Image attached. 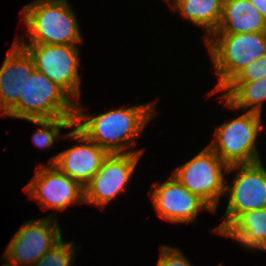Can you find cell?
Instances as JSON below:
<instances>
[{"label":"cell","mask_w":266,"mask_h":266,"mask_svg":"<svg viewBox=\"0 0 266 266\" xmlns=\"http://www.w3.org/2000/svg\"><path fill=\"white\" fill-rule=\"evenodd\" d=\"M155 105L147 103L129 108L110 110L91 116L82 113L80 103L76 102L73 128L87 139L96 143L109 154L142 153L143 150H126L128 142L136 145L135 138L142 134L144 127L155 117Z\"/></svg>","instance_id":"1"},{"label":"cell","mask_w":266,"mask_h":266,"mask_svg":"<svg viewBox=\"0 0 266 266\" xmlns=\"http://www.w3.org/2000/svg\"><path fill=\"white\" fill-rule=\"evenodd\" d=\"M24 23L29 28V43L76 45L82 41L79 24L67 0H35L23 7Z\"/></svg>","instance_id":"2"},{"label":"cell","mask_w":266,"mask_h":266,"mask_svg":"<svg viewBox=\"0 0 266 266\" xmlns=\"http://www.w3.org/2000/svg\"><path fill=\"white\" fill-rule=\"evenodd\" d=\"M205 41L219 78L212 94L222 90L243 68L266 54V31L212 34Z\"/></svg>","instance_id":"3"},{"label":"cell","mask_w":266,"mask_h":266,"mask_svg":"<svg viewBox=\"0 0 266 266\" xmlns=\"http://www.w3.org/2000/svg\"><path fill=\"white\" fill-rule=\"evenodd\" d=\"M76 101L43 73L34 70L26 81L23 96L5 115L24 120L75 117Z\"/></svg>","instance_id":"4"},{"label":"cell","mask_w":266,"mask_h":266,"mask_svg":"<svg viewBox=\"0 0 266 266\" xmlns=\"http://www.w3.org/2000/svg\"><path fill=\"white\" fill-rule=\"evenodd\" d=\"M260 125L261 115L246 111L218 126L216 139L208 146L228 167L260 161L256 148Z\"/></svg>","instance_id":"5"},{"label":"cell","mask_w":266,"mask_h":266,"mask_svg":"<svg viewBox=\"0 0 266 266\" xmlns=\"http://www.w3.org/2000/svg\"><path fill=\"white\" fill-rule=\"evenodd\" d=\"M227 169L228 166L207 146L188 162L175 168L172 175L215 213L220 197L225 194L222 171Z\"/></svg>","instance_id":"6"},{"label":"cell","mask_w":266,"mask_h":266,"mask_svg":"<svg viewBox=\"0 0 266 266\" xmlns=\"http://www.w3.org/2000/svg\"><path fill=\"white\" fill-rule=\"evenodd\" d=\"M238 170L233 184H225L229 192L224 222L214 229L220 234L239 214L266 208V169L260 161L251 164L233 165L227 172ZM231 185V186H230Z\"/></svg>","instance_id":"7"},{"label":"cell","mask_w":266,"mask_h":266,"mask_svg":"<svg viewBox=\"0 0 266 266\" xmlns=\"http://www.w3.org/2000/svg\"><path fill=\"white\" fill-rule=\"evenodd\" d=\"M33 59L35 70L63 88L73 99L80 97L77 45L21 44Z\"/></svg>","instance_id":"8"},{"label":"cell","mask_w":266,"mask_h":266,"mask_svg":"<svg viewBox=\"0 0 266 266\" xmlns=\"http://www.w3.org/2000/svg\"><path fill=\"white\" fill-rule=\"evenodd\" d=\"M51 216L24 223L8 244L4 260L16 266H33L58 243L62 232L57 220H52Z\"/></svg>","instance_id":"9"},{"label":"cell","mask_w":266,"mask_h":266,"mask_svg":"<svg viewBox=\"0 0 266 266\" xmlns=\"http://www.w3.org/2000/svg\"><path fill=\"white\" fill-rule=\"evenodd\" d=\"M24 189L42 208L54 209L56 213L72 203H85L84 187L54 164L37 167L35 175Z\"/></svg>","instance_id":"10"},{"label":"cell","mask_w":266,"mask_h":266,"mask_svg":"<svg viewBox=\"0 0 266 266\" xmlns=\"http://www.w3.org/2000/svg\"><path fill=\"white\" fill-rule=\"evenodd\" d=\"M142 153L109 154L101 168L84 186L88 204L105 207L120 194L130 181Z\"/></svg>","instance_id":"11"},{"label":"cell","mask_w":266,"mask_h":266,"mask_svg":"<svg viewBox=\"0 0 266 266\" xmlns=\"http://www.w3.org/2000/svg\"><path fill=\"white\" fill-rule=\"evenodd\" d=\"M152 205L165 220L173 223H192L200 210L211 208L197 195L187 190L172 175L162 184H153L151 192Z\"/></svg>","instance_id":"12"},{"label":"cell","mask_w":266,"mask_h":266,"mask_svg":"<svg viewBox=\"0 0 266 266\" xmlns=\"http://www.w3.org/2000/svg\"><path fill=\"white\" fill-rule=\"evenodd\" d=\"M65 138L77 140L81 145L60 152L48 163L54 164L62 173L84 187L101 168L109 153L87 139L76 128L66 134Z\"/></svg>","instance_id":"13"},{"label":"cell","mask_w":266,"mask_h":266,"mask_svg":"<svg viewBox=\"0 0 266 266\" xmlns=\"http://www.w3.org/2000/svg\"><path fill=\"white\" fill-rule=\"evenodd\" d=\"M34 70L33 59L15 41L0 68V115L5 116L17 104Z\"/></svg>","instance_id":"14"},{"label":"cell","mask_w":266,"mask_h":266,"mask_svg":"<svg viewBox=\"0 0 266 266\" xmlns=\"http://www.w3.org/2000/svg\"><path fill=\"white\" fill-rule=\"evenodd\" d=\"M263 31H266V18L249 0H224L221 19L213 34Z\"/></svg>","instance_id":"15"},{"label":"cell","mask_w":266,"mask_h":266,"mask_svg":"<svg viewBox=\"0 0 266 266\" xmlns=\"http://www.w3.org/2000/svg\"><path fill=\"white\" fill-rule=\"evenodd\" d=\"M220 234L248 249L266 250V208L239 214Z\"/></svg>","instance_id":"16"},{"label":"cell","mask_w":266,"mask_h":266,"mask_svg":"<svg viewBox=\"0 0 266 266\" xmlns=\"http://www.w3.org/2000/svg\"><path fill=\"white\" fill-rule=\"evenodd\" d=\"M222 90L227 91L220 97L226 107L249 108L247 112L261 115L262 102L266 100V76L252 82H229Z\"/></svg>","instance_id":"17"},{"label":"cell","mask_w":266,"mask_h":266,"mask_svg":"<svg viewBox=\"0 0 266 266\" xmlns=\"http://www.w3.org/2000/svg\"><path fill=\"white\" fill-rule=\"evenodd\" d=\"M173 1V0H172ZM224 0H174L171 8L194 25L204 28L208 36L216 32L219 25Z\"/></svg>","instance_id":"18"},{"label":"cell","mask_w":266,"mask_h":266,"mask_svg":"<svg viewBox=\"0 0 266 266\" xmlns=\"http://www.w3.org/2000/svg\"><path fill=\"white\" fill-rule=\"evenodd\" d=\"M74 117H59L55 119L28 120L40 125L41 128L33 134V143L39 148H49L59 136L62 128H73Z\"/></svg>","instance_id":"19"},{"label":"cell","mask_w":266,"mask_h":266,"mask_svg":"<svg viewBox=\"0 0 266 266\" xmlns=\"http://www.w3.org/2000/svg\"><path fill=\"white\" fill-rule=\"evenodd\" d=\"M73 244L74 241L64 243L62 238L44 253L33 266H72L76 254V248Z\"/></svg>","instance_id":"20"},{"label":"cell","mask_w":266,"mask_h":266,"mask_svg":"<svg viewBox=\"0 0 266 266\" xmlns=\"http://www.w3.org/2000/svg\"><path fill=\"white\" fill-rule=\"evenodd\" d=\"M266 76V54L243 68L230 82H252Z\"/></svg>","instance_id":"21"},{"label":"cell","mask_w":266,"mask_h":266,"mask_svg":"<svg viewBox=\"0 0 266 266\" xmlns=\"http://www.w3.org/2000/svg\"><path fill=\"white\" fill-rule=\"evenodd\" d=\"M157 266H192L180 249L171 246H163Z\"/></svg>","instance_id":"22"},{"label":"cell","mask_w":266,"mask_h":266,"mask_svg":"<svg viewBox=\"0 0 266 266\" xmlns=\"http://www.w3.org/2000/svg\"><path fill=\"white\" fill-rule=\"evenodd\" d=\"M249 1L266 18V0H249Z\"/></svg>","instance_id":"23"},{"label":"cell","mask_w":266,"mask_h":266,"mask_svg":"<svg viewBox=\"0 0 266 266\" xmlns=\"http://www.w3.org/2000/svg\"><path fill=\"white\" fill-rule=\"evenodd\" d=\"M1 266H16V265H14V264H11V263L8 261V263H6V264H3V265H1Z\"/></svg>","instance_id":"24"}]
</instances>
